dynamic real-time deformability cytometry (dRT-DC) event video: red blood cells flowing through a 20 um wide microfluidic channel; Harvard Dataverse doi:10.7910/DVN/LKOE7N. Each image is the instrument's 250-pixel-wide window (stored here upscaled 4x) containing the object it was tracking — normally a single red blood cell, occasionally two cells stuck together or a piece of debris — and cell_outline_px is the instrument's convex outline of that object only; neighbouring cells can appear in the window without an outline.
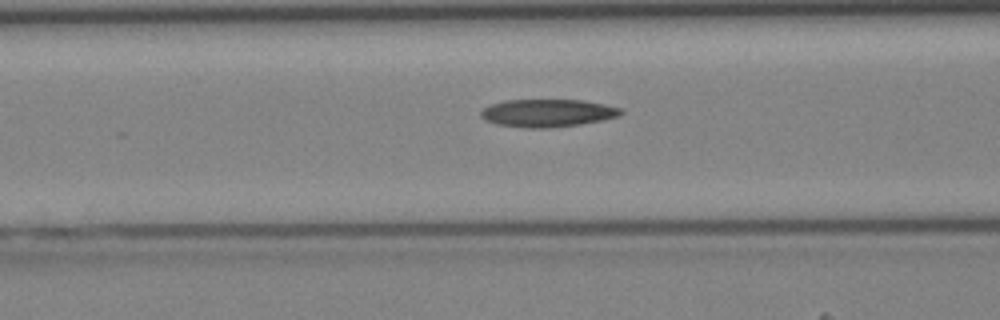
{"species": "Egyptian fruit bat (a non-hibernating species)", "species_latin": "Rousettus aegyptiacus", "temperature_condition": "cold", "stored_images_in_passage": 29, "camera_frame_rate_fps": 3000, "um_per_image_px": 0.085, "animal": {"sex": "female"}, "frame": {"image": 1, "passage_image": 9, "time_ms": 2.667, "image_size_px": [1000, 320], "cell_outline_px": [[624, 112], [620, 116], [604, 120], [580, 124], [548, 128], [528, 128], [496, 124], [484, 120], [480, 116], [480, 112], [484, 108], [492, 104], [504, 100], [584, 100], [604, 104], [620, 108]], "centroid_in_image_um": [46.55, 9.61], "position_along_channel_um": 120.0, "area_um2": 22.72}}
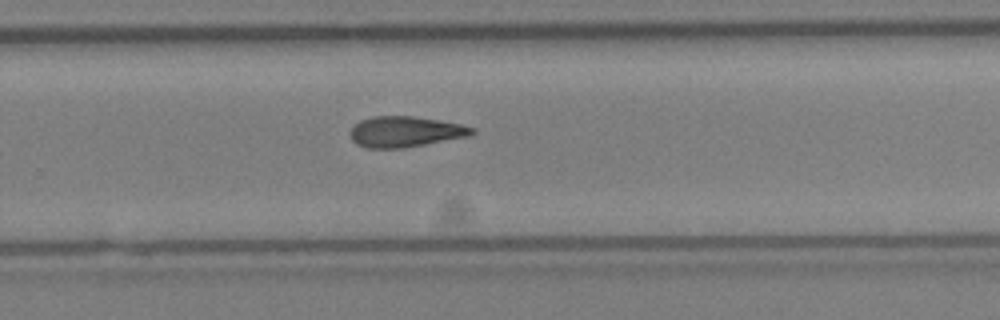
{"frame": {"image": 2, "passage_image": 20, "time_ms": 6.333, "image_size_px": [1000, 320], "cell_outline_px": [[476, 132], [468, 136], [404, 148], [368, 148], [356, 144], [352, 140], [348, 132], [360, 120], [372, 116], [412, 116], [440, 120], [460, 124], [476, 128]], "centroid_in_image_um": [34.43, 11.19], "position_along_channel_um": 295.4, "area_um2": 21.85}}
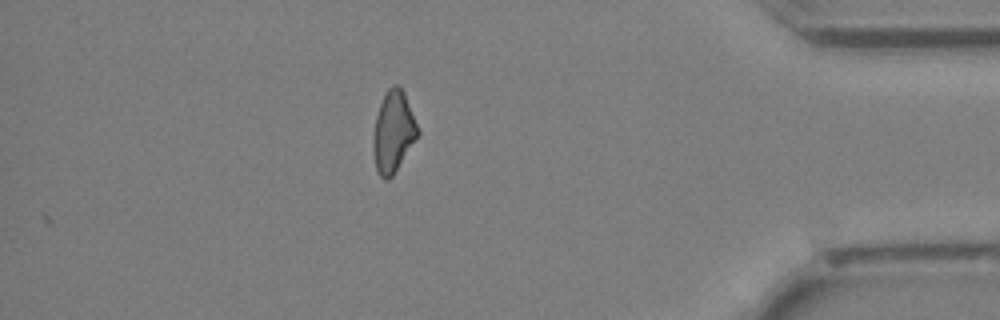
{"frame": {"image": 3, "passage_image": 29, "time_ms": 9.333, "image_size_px": [1000, 320], "cell_outline_px": [[420, 132], [392, 176], [388, 180], [384, 180], [380, 176], [376, 168], [372, 152], [372, 136], [376, 116], [380, 104], [388, 88], [392, 84], [396, 84], [404, 92], [420, 128]], "centroid_in_image_um": [33.42, 11.2], "position_along_channel_um": 401.8, "area_um2": 21.15}}